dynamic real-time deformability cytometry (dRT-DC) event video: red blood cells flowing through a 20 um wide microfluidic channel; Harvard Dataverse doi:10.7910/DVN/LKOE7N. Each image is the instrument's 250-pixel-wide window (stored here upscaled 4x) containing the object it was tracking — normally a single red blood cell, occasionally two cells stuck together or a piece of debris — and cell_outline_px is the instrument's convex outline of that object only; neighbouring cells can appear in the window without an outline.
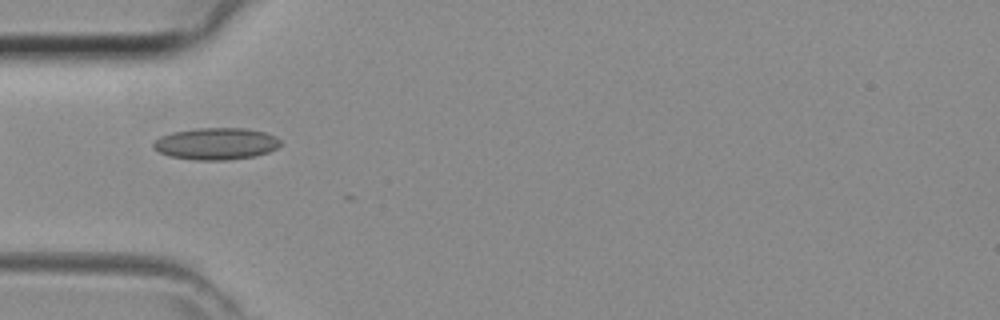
{"species": "common noctule bat (a hibernating species)", "species_latin": "Nyctalus noctula", "temperature_condition": "room temperature", "stored_images_in_passage": 10, "camera_frame_rate_fps": 3000, "um_per_image_px": 0.085, "animal": {"sex": "female", "body_mass_g": 29.2, "forearm_length_mm": 56.3}, "frame": {"image": 1, "passage_image": 3, "time_ms": 0.667, "image_size_px": [1000, 320], "cell_outline_px": [[280, 144], [276, 148], [268, 152], [256, 156], [228, 160], [196, 160], [168, 156], [152, 148], [152, 144], [160, 136], [172, 132], [196, 128], [244, 128], [264, 132], [276, 136], [280, 140]], "centroid_in_image_um": [18.35, 12.22], "position_along_channel_um": 66.7, "area_um2": 23.7}}
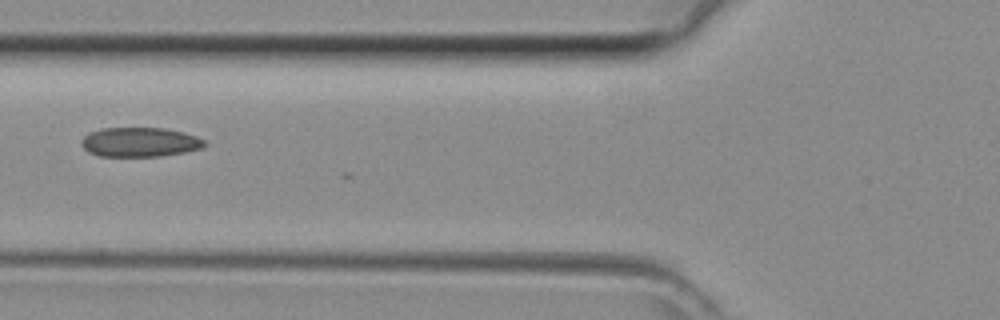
{"frame": {"image": 2, "passage_image": 6, "time_ms": 1.667, "image_size_px": [1000, 320], "cell_outline_px": [[208, 144], [200, 148], [184, 152], [160, 156], [100, 156], [88, 152], [80, 144], [80, 140], [88, 132], [100, 128], [164, 128], [184, 132], [196, 136], [204, 140]], "centroid_in_image_um": [11.85, 12.07], "position_along_channel_um": 113.9, "area_um2": 21.21}}
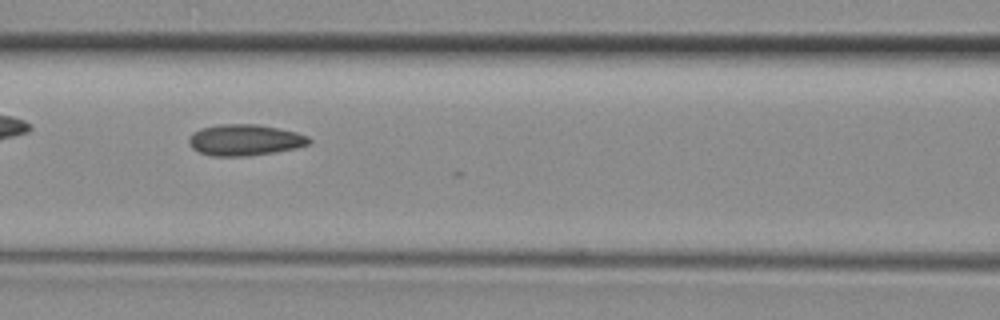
{"frame": {"image": 3, "passage_image": 8, "time_ms": 2.333, "image_size_px": [1000, 320], "cell_outline_px": [[312, 140], [308, 144], [296, 148], [248, 156], [212, 156], [200, 152], [192, 148], [188, 144], [188, 140], [192, 132], [200, 128], [220, 124], [256, 124], [296, 132], [308, 136]], "centroid_in_image_um": [20.77, 11.9], "position_along_channel_um": 145.8, "area_um2": 21.79}}